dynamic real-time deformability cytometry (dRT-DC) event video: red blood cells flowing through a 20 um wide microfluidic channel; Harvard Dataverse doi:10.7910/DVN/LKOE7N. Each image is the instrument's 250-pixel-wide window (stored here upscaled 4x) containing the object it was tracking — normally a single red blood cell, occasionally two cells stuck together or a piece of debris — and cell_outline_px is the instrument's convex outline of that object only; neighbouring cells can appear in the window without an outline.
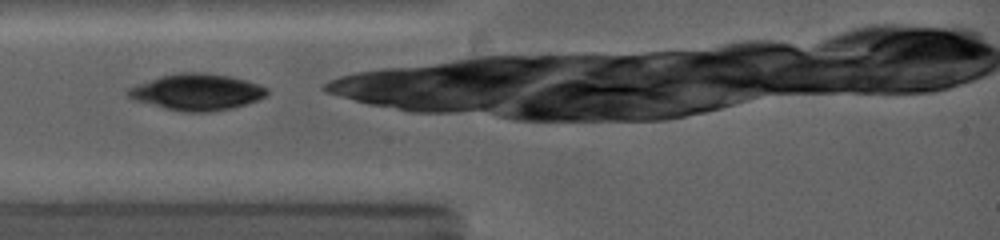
{"species": "common noctule bat (a hibernating species)", "species_latin": "Nyctalus noctula", "temperature_condition": "warm", "stored_images_in_passage": 22, "camera_frame_rate_fps": 5000, "um_per_image_px": 0.085, "animal": {"sex": "female", "body_mass_g": 19.0, "forearm_length_mm": 53.3}, "frame": {"image": 1, "passage_image": 1, "time_ms": 0.0, "image_size_px": [1000, 240], "cell_outline_px": [[268, 92], [260, 100], [232, 108], [208, 112], [184, 112], [164, 108], [136, 100], [128, 96], [128, 88], [136, 84], [160, 76], [180, 72], [204, 72], [228, 76], [260, 84], [268, 88]], "centroid_in_image_um": [16.76, 7.82], "position_along_channel_um": 68.2, "area_um2": 29.36}}
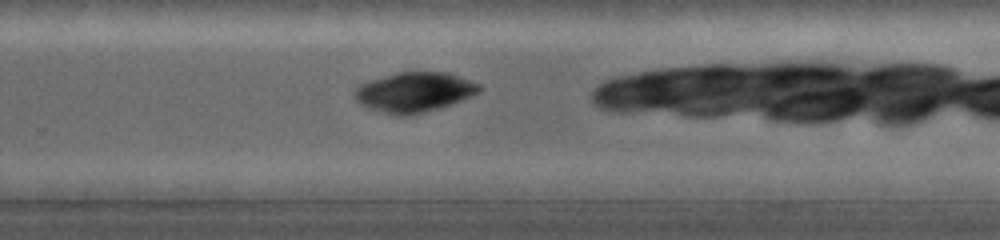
{"frame": {"image": 2, "passage_image": 13, "time_ms": 5.4, "image_size_px": [1000, 240], "cell_outline_px": [[484, 88], [480, 92], [452, 104], [424, 112], [408, 116], [396, 116], [368, 108], [360, 104], [352, 96], [352, 92], [360, 84], [372, 80], [400, 72], [448, 72], [480, 84]], "centroid_in_image_um": [35.22, 7.84], "position_along_channel_um": 294.6, "area_um2": 29.02}}